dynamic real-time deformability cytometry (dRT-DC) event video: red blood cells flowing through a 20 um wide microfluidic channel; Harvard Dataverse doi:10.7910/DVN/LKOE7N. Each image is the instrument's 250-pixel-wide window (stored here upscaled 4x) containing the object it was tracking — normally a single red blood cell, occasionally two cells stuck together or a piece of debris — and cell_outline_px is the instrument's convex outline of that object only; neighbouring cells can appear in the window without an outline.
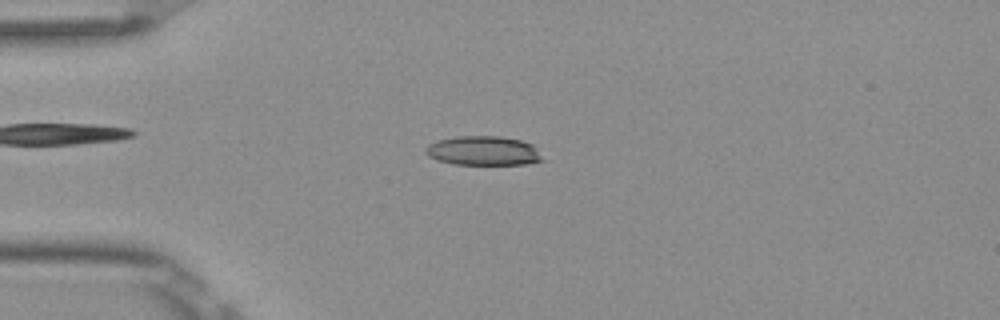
{"species": "Egyptian fruit bat (a non-hibernating species)", "species_latin": "Rousettus aegyptiacus", "temperature_condition": "room temperature", "stored_images_in_passage": 3, "camera_frame_rate_fps": 3000, "um_per_image_px": 0.085, "frame": {"image": 1, "passage_image": 2, "time_ms": 0.333, "image_size_px": [1000, 320], "cell_outline_px": [[548, 160], [528, 164], [452, 164], [436, 160], [428, 156], [424, 152], [424, 148], [428, 144], [436, 140], [456, 136], [500, 136], [524, 140], [532, 144]], "centroid_in_image_um": [41.11, 12.81], "position_along_channel_um": 43.9, "area_um2": 20.46}}